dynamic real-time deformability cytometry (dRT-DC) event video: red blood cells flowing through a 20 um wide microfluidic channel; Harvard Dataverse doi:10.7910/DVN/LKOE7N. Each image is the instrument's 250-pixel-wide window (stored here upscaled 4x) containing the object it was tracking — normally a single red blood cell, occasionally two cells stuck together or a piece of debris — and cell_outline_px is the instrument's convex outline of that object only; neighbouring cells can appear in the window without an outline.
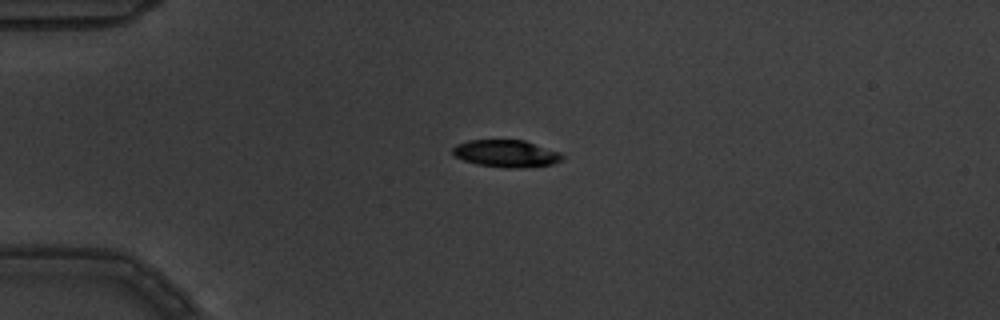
{"species": "common noctule bat (a hibernating species)", "species_latin": "Nyctalus noctula", "temperature_condition": "warm", "stored_images_in_passage": 2, "camera_frame_rate_fps": 3000, "um_per_image_px": 0.085, "animal": {"sex": "male", "body_mass_g": 19.5, "forearm_length_mm": 54.6}, "frame": {"image": 1, "passage_image": 1, "time_ms": 0.0, "image_size_px": [1000, 320], "cell_outline_px": [[564, 160], [552, 164], [524, 168], [504, 168], [476, 164], [464, 160], [456, 156], [452, 152], [452, 148], [456, 144], [468, 140], [524, 140], [560, 152], [564, 156]], "centroid_in_image_um": [43.04, 13.06], "position_along_channel_um": 42.0, "area_um2": 17.51}}